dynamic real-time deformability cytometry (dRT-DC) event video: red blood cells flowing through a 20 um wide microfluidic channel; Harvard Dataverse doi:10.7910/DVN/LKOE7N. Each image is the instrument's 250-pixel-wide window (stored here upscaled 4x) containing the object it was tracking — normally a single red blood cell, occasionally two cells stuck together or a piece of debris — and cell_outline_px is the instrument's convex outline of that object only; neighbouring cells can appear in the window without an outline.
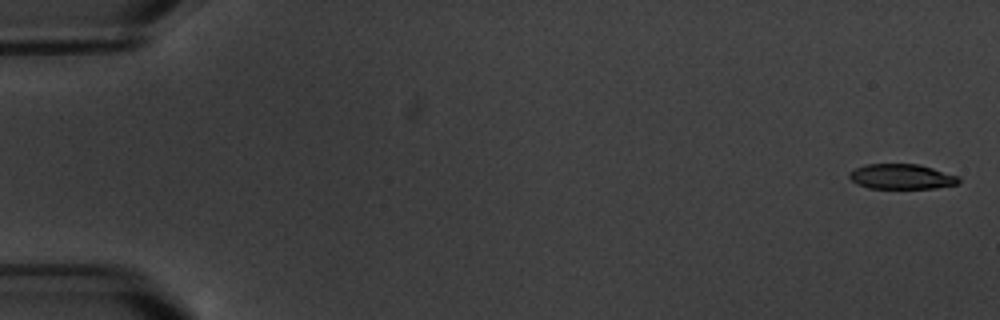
{"species": "common noctule bat (a hibernating species)", "species_latin": "Nyctalus noctula", "temperature_condition": "warm", "stored_images_in_passage": 6, "camera_frame_rate_fps": 3000, "um_per_image_px": 0.085, "animal": {"sex": "male", "body_mass_g": 20.1, "forearm_length_mm": 53.5}, "frame": {"image": 1, "passage_image": 1, "time_ms": 0.0, "image_size_px": [1000, 320], "cell_outline_px": [[960, 184], [936, 188], [868, 188], [856, 184], [848, 176], [848, 172], [864, 164], [920, 164], [960, 176]], "centroid_in_image_um": [76.66, 15.01], "position_along_channel_um": 8.3, "area_um2": 16.24}}
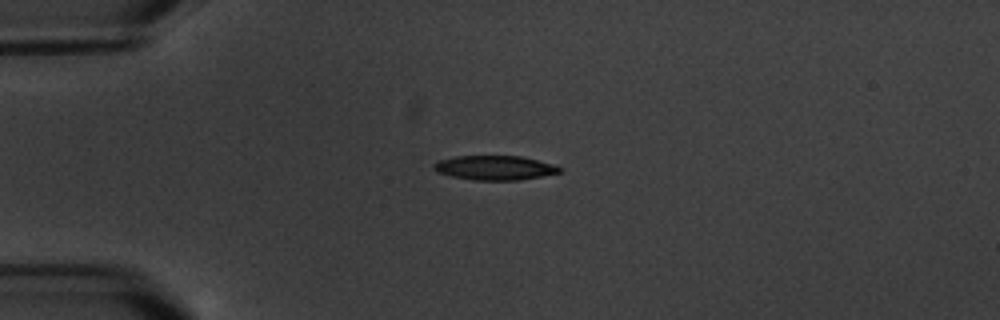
{"frame": {"image": 2, "passage_image": 5, "time_ms": 4.667, "image_size_px": [1000, 320], "cell_outline_px": [[564, 168], [560, 172], [540, 176], [516, 180], [472, 180], [452, 176], [436, 172], [432, 168], [432, 164], [440, 160], [456, 156], [520, 156], [552, 164]], "centroid_in_image_um": [42.01, 14.26], "position_along_channel_um": 43.0, "area_um2": 17.74}}